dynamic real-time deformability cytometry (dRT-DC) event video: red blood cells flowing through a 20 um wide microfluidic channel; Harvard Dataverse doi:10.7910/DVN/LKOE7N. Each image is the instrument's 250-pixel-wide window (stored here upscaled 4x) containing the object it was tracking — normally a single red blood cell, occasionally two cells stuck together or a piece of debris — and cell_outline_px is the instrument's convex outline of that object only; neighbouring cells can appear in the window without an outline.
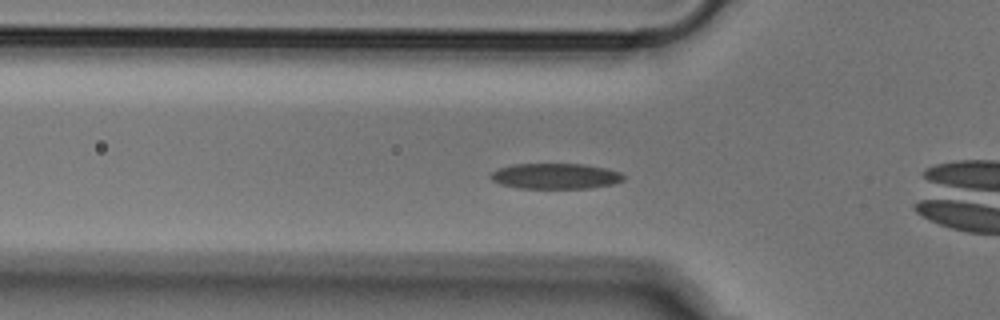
{"species": "Egyptian fruit bat (a non-hibernating species)", "species_latin": "Rousettus aegyptiacus", "temperature_condition": "cold", "stored_images_in_passage": 44, "camera_frame_rate_fps": 3000, "um_per_image_px": 0.085, "animal": {"sex": "male"}, "frame": {"image": 1, "passage_image": 8, "time_ms": 2.333, "image_size_px": [1000, 320], "cell_outline_px": [[624, 180], [612, 184], [592, 188], [520, 188], [500, 184], [492, 180], [488, 176], [492, 172], [500, 168], [512, 164], [584, 164], [608, 168], [620, 172], [624, 176]], "centroid_in_image_um": [47.22, 14.97], "position_along_channel_um": 78.6, "area_um2": 19.88}}
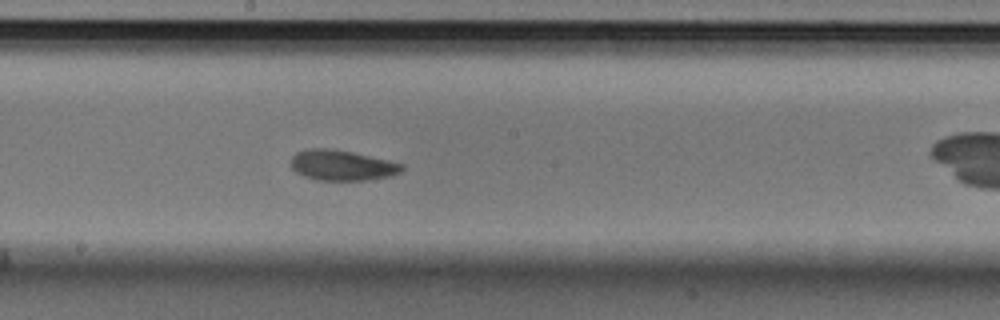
{"frame": {"image": 2, "passage_image": 19, "time_ms": 6.0, "image_size_px": [1000, 320], "cell_outline_px": [[404, 168], [400, 172], [392, 176], [368, 180], [316, 180], [304, 176], [296, 172], [292, 168], [292, 156], [296, 152], [308, 148], [332, 148], [352, 152], [388, 160], [404, 164]], "centroid_in_image_um": [29.08, 14.05], "position_along_channel_um": 219.1, "area_um2": 19.77}}
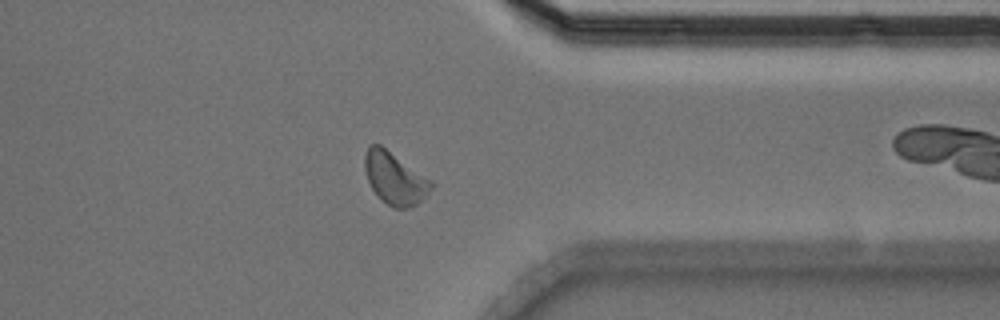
{"frame": {"image": 3, "passage_image": 32, "time_ms": 10.333, "image_size_px": [1000, 320], "cell_outline_px": [[436, 184], [416, 204], [408, 208], [392, 208], [376, 196], [368, 180], [364, 168], [364, 156], [368, 144], [380, 144], [432, 180]], "centroid_in_image_um": [33.54, 15.14], "position_along_channel_um": 377.9, "area_um2": 20.29}}